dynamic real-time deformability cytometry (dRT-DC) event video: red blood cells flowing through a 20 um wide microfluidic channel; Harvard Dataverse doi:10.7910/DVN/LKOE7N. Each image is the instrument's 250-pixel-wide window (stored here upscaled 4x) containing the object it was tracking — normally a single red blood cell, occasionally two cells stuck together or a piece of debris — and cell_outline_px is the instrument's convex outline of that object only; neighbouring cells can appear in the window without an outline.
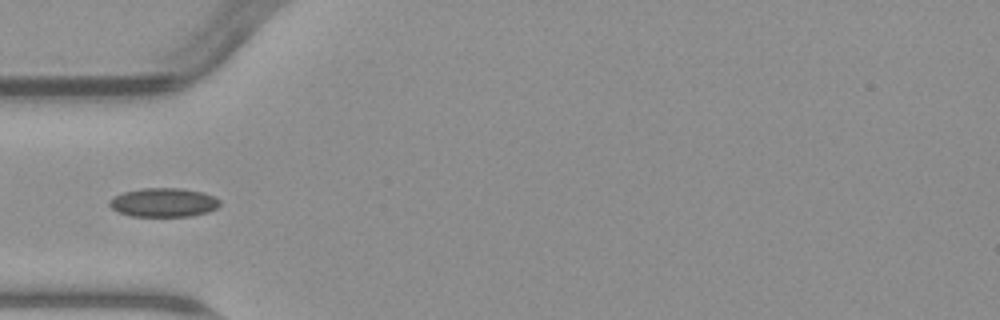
{"species": "common noctule bat (a hibernating species)", "species_latin": "Nyctalus noctula", "temperature_condition": "warm", "stored_images_in_passage": 5, "camera_frame_rate_fps": 3000, "um_per_image_px": 0.085, "animal": {"sex": "male", "body_mass_g": 23.1, "forearm_length_mm": 52.7}, "frame": {"image": 1, "passage_image": 5, "time_ms": 5.667, "image_size_px": [1000, 320], "cell_outline_px": [[220, 204], [216, 208], [208, 212], [188, 216], [132, 216], [116, 212], [108, 204], [108, 200], [124, 192], [144, 188], [180, 188], [204, 192], [220, 200]], "centroid_in_image_um": [13.89, 17.21], "position_along_channel_um": 71.1, "area_um2": 18.55}}